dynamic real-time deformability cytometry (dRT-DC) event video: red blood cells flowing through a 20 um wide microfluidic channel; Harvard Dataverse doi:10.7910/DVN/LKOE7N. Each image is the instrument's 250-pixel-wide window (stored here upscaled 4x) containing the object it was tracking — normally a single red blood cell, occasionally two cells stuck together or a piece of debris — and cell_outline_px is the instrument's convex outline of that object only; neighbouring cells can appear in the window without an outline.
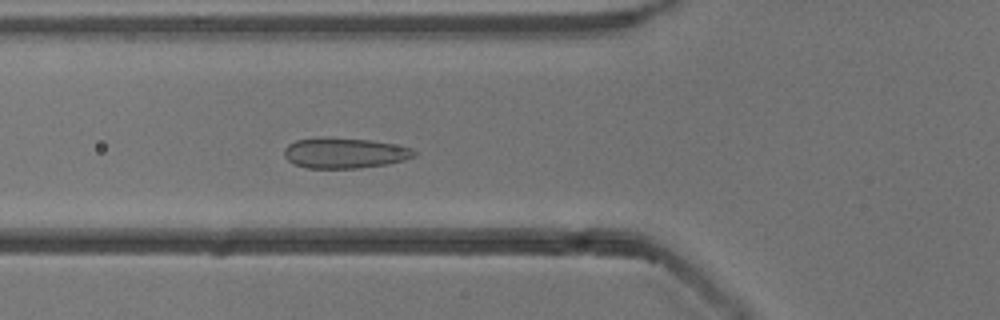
{"species": "common noctule bat (a hibernating species)", "species_latin": "Nyctalus noctula", "temperature_condition": "cold", "stored_images_in_passage": 54, "camera_frame_rate_fps": 3000, "um_per_image_px": 0.085, "animal": {"sex": "male", "body_mass_g": 13.3}, "frame": {"image": 1, "passage_image": 20, "time_ms": 6.333, "image_size_px": [1000, 320], "cell_outline_px": [[416, 156], [404, 160], [388, 164], [356, 168], [308, 168], [292, 164], [284, 156], [284, 148], [288, 144], [296, 140], [328, 136], [372, 140], [412, 148], [416, 152]], "centroid_in_image_um": [29.27, 12.99], "position_along_channel_um": 96.5, "area_um2": 23.35}}
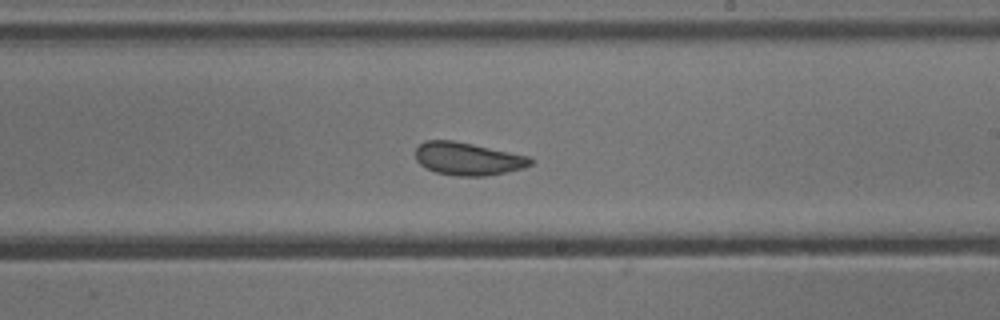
{"frame": {"image": 2, "passage_image": 32, "time_ms": 10.333, "image_size_px": [1000, 320], "cell_outline_px": [[536, 160], [532, 164], [524, 168], [484, 176], [456, 176], [436, 172], [420, 164], [416, 160], [416, 148], [424, 140], [452, 140], [472, 144], [528, 156]], "centroid_in_image_um": [39.77, 13.49], "position_along_channel_um": 249.2, "area_um2": 21.85}}
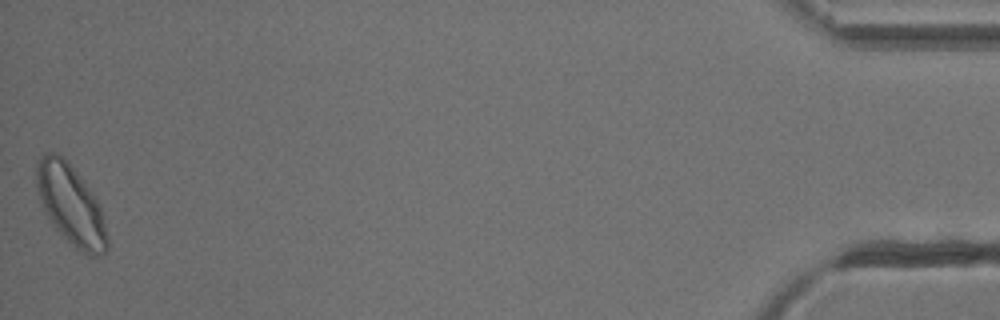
{"frame": {"image": 3, "passage_image": 54, "time_ms": 17.667, "image_size_px": [1000, 320], "cell_outline_px": [[108, 248], [100, 256], [88, 256], [76, 248], [48, 220], [44, 212], [36, 188], [36, 160], [44, 152], [56, 152], [64, 156], [68, 160], [84, 180], [96, 196], [100, 204], [108, 240]], "centroid_in_image_um": [6.01, 17.35], "position_along_channel_um": 429.2, "area_um2": 33.52}, "authors_computed_cell_mechanics": {"area_um2": 24.4205, "velocity_mm_per_s": 3.8032, "shape_relaxation_time_tau1_ms": null, "shape_relaxation_time_tau2_ms": 1.5059, "deformation_change_tau1": null, "deformation_change_tau2": 0.0399}}